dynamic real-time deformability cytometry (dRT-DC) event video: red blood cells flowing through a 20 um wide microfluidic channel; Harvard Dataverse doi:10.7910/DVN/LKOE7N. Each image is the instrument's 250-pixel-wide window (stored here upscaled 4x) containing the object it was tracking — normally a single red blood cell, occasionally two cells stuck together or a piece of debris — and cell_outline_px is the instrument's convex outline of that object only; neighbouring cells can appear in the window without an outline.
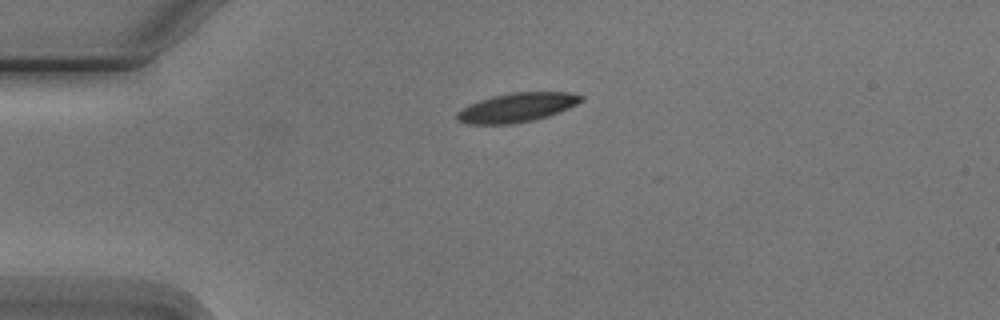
{"species": "Egyptian fruit bat (a non-hibernating species)", "species_latin": "Rousettus aegyptiacus", "temperature_condition": "cold", "stored_images_in_passage": 4, "camera_frame_rate_fps": 3000, "um_per_image_px": 0.085, "animal": {"sex": "male"}, "frame": {"image": 1, "passage_image": 4, "time_ms": 3.333, "image_size_px": [1000, 320], "cell_outline_px": [[584, 100], [568, 108], [548, 116], [532, 120], [512, 124], [468, 124], [456, 120], [456, 112], [460, 108], [468, 104], [492, 96], [512, 92], [568, 92], [584, 96]], "centroid_in_image_um": [43.9, 9.13], "position_along_channel_um": 41.1, "area_um2": 21.15}}